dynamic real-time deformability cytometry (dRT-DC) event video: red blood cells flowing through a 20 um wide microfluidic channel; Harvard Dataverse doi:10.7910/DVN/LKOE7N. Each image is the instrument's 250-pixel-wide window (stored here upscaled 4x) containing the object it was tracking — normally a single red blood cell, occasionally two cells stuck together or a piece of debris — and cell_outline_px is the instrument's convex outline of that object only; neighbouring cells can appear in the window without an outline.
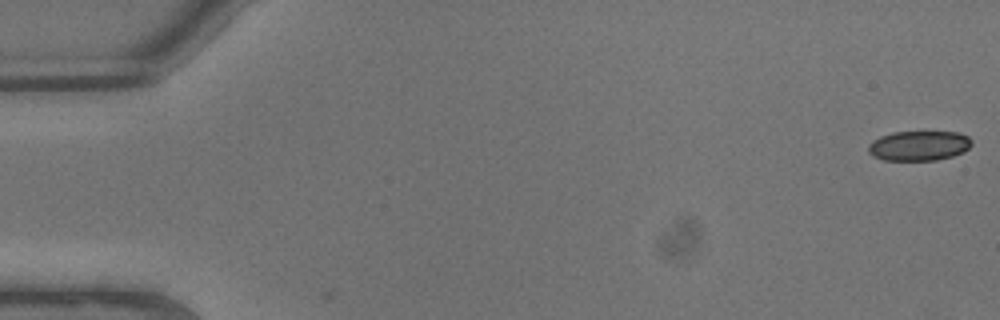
{"species": "common noctule bat (a hibernating species)", "species_latin": "Nyctalus noctula", "temperature_condition": "warm", "stored_images_in_passage": 2, "camera_frame_rate_fps": 3000, "um_per_image_px": 0.085, "animal": {"sex": "male", "body_mass_g": 13.3}, "frame": {"image": 1, "passage_image": 1, "time_ms": 0.0, "image_size_px": [1000, 320], "cell_outline_px": [[972, 144], [964, 152], [952, 156], [936, 160], [884, 160], [872, 156], [868, 152], [868, 144], [872, 140], [880, 136], [892, 132], [960, 132], [968, 136], [972, 140]], "centroid_in_image_um": [78.1, 12.38], "position_along_channel_um": 6.9, "area_um2": 18.15}}